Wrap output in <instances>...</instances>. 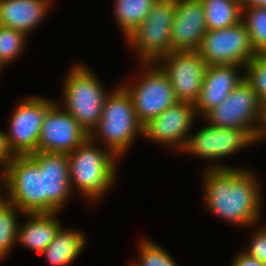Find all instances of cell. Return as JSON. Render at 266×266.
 I'll return each mask as SVG.
<instances>
[{
	"label": "cell",
	"mask_w": 266,
	"mask_h": 266,
	"mask_svg": "<svg viewBox=\"0 0 266 266\" xmlns=\"http://www.w3.org/2000/svg\"><path fill=\"white\" fill-rule=\"evenodd\" d=\"M202 174L206 210L235 226L260 222L263 196L254 172L213 163Z\"/></svg>",
	"instance_id": "obj_1"
},
{
	"label": "cell",
	"mask_w": 266,
	"mask_h": 266,
	"mask_svg": "<svg viewBox=\"0 0 266 266\" xmlns=\"http://www.w3.org/2000/svg\"><path fill=\"white\" fill-rule=\"evenodd\" d=\"M67 157L72 191L77 189L84 199L94 203L112 189L119 164L118 158L108 148L98 147L88 136Z\"/></svg>",
	"instance_id": "obj_2"
},
{
	"label": "cell",
	"mask_w": 266,
	"mask_h": 266,
	"mask_svg": "<svg viewBox=\"0 0 266 266\" xmlns=\"http://www.w3.org/2000/svg\"><path fill=\"white\" fill-rule=\"evenodd\" d=\"M138 135L143 136V125L136 117L131 96L119 84L107 95L101 118L89 137L95 142L102 140L119 158L130 149Z\"/></svg>",
	"instance_id": "obj_3"
},
{
	"label": "cell",
	"mask_w": 266,
	"mask_h": 266,
	"mask_svg": "<svg viewBox=\"0 0 266 266\" xmlns=\"http://www.w3.org/2000/svg\"><path fill=\"white\" fill-rule=\"evenodd\" d=\"M64 79V100L59 105L90 135L98 125L109 91L85 64H74Z\"/></svg>",
	"instance_id": "obj_4"
},
{
	"label": "cell",
	"mask_w": 266,
	"mask_h": 266,
	"mask_svg": "<svg viewBox=\"0 0 266 266\" xmlns=\"http://www.w3.org/2000/svg\"><path fill=\"white\" fill-rule=\"evenodd\" d=\"M175 7V0H157L144 21L125 38L136 50L140 63H156L172 52Z\"/></svg>",
	"instance_id": "obj_5"
},
{
	"label": "cell",
	"mask_w": 266,
	"mask_h": 266,
	"mask_svg": "<svg viewBox=\"0 0 266 266\" xmlns=\"http://www.w3.org/2000/svg\"><path fill=\"white\" fill-rule=\"evenodd\" d=\"M264 117L265 107L243 79L229 96L201 118L220 128L248 129L261 142Z\"/></svg>",
	"instance_id": "obj_6"
},
{
	"label": "cell",
	"mask_w": 266,
	"mask_h": 266,
	"mask_svg": "<svg viewBox=\"0 0 266 266\" xmlns=\"http://www.w3.org/2000/svg\"><path fill=\"white\" fill-rule=\"evenodd\" d=\"M2 188L3 197L23 213H45L43 170L30 155L14 157L3 174Z\"/></svg>",
	"instance_id": "obj_7"
},
{
	"label": "cell",
	"mask_w": 266,
	"mask_h": 266,
	"mask_svg": "<svg viewBox=\"0 0 266 266\" xmlns=\"http://www.w3.org/2000/svg\"><path fill=\"white\" fill-rule=\"evenodd\" d=\"M140 65L143 67L141 80L138 79L135 84L122 83V86L131 96L138 121L145 125L175 105L178 100L170 80L156 63H140Z\"/></svg>",
	"instance_id": "obj_8"
},
{
	"label": "cell",
	"mask_w": 266,
	"mask_h": 266,
	"mask_svg": "<svg viewBox=\"0 0 266 266\" xmlns=\"http://www.w3.org/2000/svg\"><path fill=\"white\" fill-rule=\"evenodd\" d=\"M207 66L235 64L246 66L256 56L243 20L220 30H207L198 49Z\"/></svg>",
	"instance_id": "obj_9"
},
{
	"label": "cell",
	"mask_w": 266,
	"mask_h": 266,
	"mask_svg": "<svg viewBox=\"0 0 266 266\" xmlns=\"http://www.w3.org/2000/svg\"><path fill=\"white\" fill-rule=\"evenodd\" d=\"M38 96H29L16 105L5 132L14 155H31L37 152L41 127L46 111L56 102Z\"/></svg>",
	"instance_id": "obj_10"
},
{
	"label": "cell",
	"mask_w": 266,
	"mask_h": 266,
	"mask_svg": "<svg viewBox=\"0 0 266 266\" xmlns=\"http://www.w3.org/2000/svg\"><path fill=\"white\" fill-rule=\"evenodd\" d=\"M205 125L187 138L182 153L217 161L259 142L248 129L220 128L209 123Z\"/></svg>",
	"instance_id": "obj_11"
},
{
	"label": "cell",
	"mask_w": 266,
	"mask_h": 266,
	"mask_svg": "<svg viewBox=\"0 0 266 266\" xmlns=\"http://www.w3.org/2000/svg\"><path fill=\"white\" fill-rule=\"evenodd\" d=\"M156 64L170 80L178 101L193 104L197 101L207 68L198 51H173Z\"/></svg>",
	"instance_id": "obj_12"
},
{
	"label": "cell",
	"mask_w": 266,
	"mask_h": 266,
	"mask_svg": "<svg viewBox=\"0 0 266 266\" xmlns=\"http://www.w3.org/2000/svg\"><path fill=\"white\" fill-rule=\"evenodd\" d=\"M197 117L193 103L178 101L143 125V136L181 152Z\"/></svg>",
	"instance_id": "obj_13"
},
{
	"label": "cell",
	"mask_w": 266,
	"mask_h": 266,
	"mask_svg": "<svg viewBox=\"0 0 266 266\" xmlns=\"http://www.w3.org/2000/svg\"><path fill=\"white\" fill-rule=\"evenodd\" d=\"M88 136L76 119L55 102L44 115L37 151L68 154Z\"/></svg>",
	"instance_id": "obj_14"
},
{
	"label": "cell",
	"mask_w": 266,
	"mask_h": 266,
	"mask_svg": "<svg viewBox=\"0 0 266 266\" xmlns=\"http://www.w3.org/2000/svg\"><path fill=\"white\" fill-rule=\"evenodd\" d=\"M43 170L45 213L59 212L74 193L69 181L66 153L37 151L30 155Z\"/></svg>",
	"instance_id": "obj_15"
},
{
	"label": "cell",
	"mask_w": 266,
	"mask_h": 266,
	"mask_svg": "<svg viewBox=\"0 0 266 266\" xmlns=\"http://www.w3.org/2000/svg\"><path fill=\"white\" fill-rule=\"evenodd\" d=\"M172 24V52L198 51L205 32V13L200 0H175Z\"/></svg>",
	"instance_id": "obj_16"
},
{
	"label": "cell",
	"mask_w": 266,
	"mask_h": 266,
	"mask_svg": "<svg viewBox=\"0 0 266 266\" xmlns=\"http://www.w3.org/2000/svg\"><path fill=\"white\" fill-rule=\"evenodd\" d=\"M241 65L220 64L207 66L199 97L194 103L196 115L202 117L207 111L219 105L244 79ZM239 69V70H238Z\"/></svg>",
	"instance_id": "obj_17"
},
{
	"label": "cell",
	"mask_w": 266,
	"mask_h": 266,
	"mask_svg": "<svg viewBox=\"0 0 266 266\" xmlns=\"http://www.w3.org/2000/svg\"><path fill=\"white\" fill-rule=\"evenodd\" d=\"M51 0H0V26L26 36L44 21Z\"/></svg>",
	"instance_id": "obj_18"
},
{
	"label": "cell",
	"mask_w": 266,
	"mask_h": 266,
	"mask_svg": "<svg viewBox=\"0 0 266 266\" xmlns=\"http://www.w3.org/2000/svg\"><path fill=\"white\" fill-rule=\"evenodd\" d=\"M57 214L59 213H24L27 219L18 226L16 243L40 254L62 227Z\"/></svg>",
	"instance_id": "obj_19"
},
{
	"label": "cell",
	"mask_w": 266,
	"mask_h": 266,
	"mask_svg": "<svg viewBox=\"0 0 266 266\" xmlns=\"http://www.w3.org/2000/svg\"><path fill=\"white\" fill-rule=\"evenodd\" d=\"M85 234L75 229H59L55 238L40 253L51 266H67L81 254L86 244Z\"/></svg>",
	"instance_id": "obj_20"
},
{
	"label": "cell",
	"mask_w": 266,
	"mask_h": 266,
	"mask_svg": "<svg viewBox=\"0 0 266 266\" xmlns=\"http://www.w3.org/2000/svg\"><path fill=\"white\" fill-rule=\"evenodd\" d=\"M207 30H220L242 20V4L237 0H200Z\"/></svg>",
	"instance_id": "obj_21"
},
{
	"label": "cell",
	"mask_w": 266,
	"mask_h": 266,
	"mask_svg": "<svg viewBox=\"0 0 266 266\" xmlns=\"http://www.w3.org/2000/svg\"><path fill=\"white\" fill-rule=\"evenodd\" d=\"M157 0H114L116 23L123 34L129 36L146 18Z\"/></svg>",
	"instance_id": "obj_22"
},
{
	"label": "cell",
	"mask_w": 266,
	"mask_h": 266,
	"mask_svg": "<svg viewBox=\"0 0 266 266\" xmlns=\"http://www.w3.org/2000/svg\"><path fill=\"white\" fill-rule=\"evenodd\" d=\"M18 215L24 213L5 198L0 200V261L17 245Z\"/></svg>",
	"instance_id": "obj_23"
},
{
	"label": "cell",
	"mask_w": 266,
	"mask_h": 266,
	"mask_svg": "<svg viewBox=\"0 0 266 266\" xmlns=\"http://www.w3.org/2000/svg\"><path fill=\"white\" fill-rule=\"evenodd\" d=\"M242 20L256 54L266 53V8H242Z\"/></svg>",
	"instance_id": "obj_24"
},
{
	"label": "cell",
	"mask_w": 266,
	"mask_h": 266,
	"mask_svg": "<svg viewBox=\"0 0 266 266\" xmlns=\"http://www.w3.org/2000/svg\"><path fill=\"white\" fill-rule=\"evenodd\" d=\"M243 69L244 79L266 107V53H257Z\"/></svg>",
	"instance_id": "obj_25"
},
{
	"label": "cell",
	"mask_w": 266,
	"mask_h": 266,
	"mask_svg": "<svg viewBox=\"0 0 266 266\" xmlns=\"http://www.w3.org/2000/svg\"><path fill=\"white\" fill-rule=\"evenodd\" d=\"M138 259L132 266H178L173 257L158 244L144 238L140 241Z\"/></svg>",
	"instance_id": "obj_26"
},
{
	"label": "cell",
	"mask_w": 266,
	"mask_h": 266,
	"mask_svg": "<svg viewBox=\"0 0 266 266\" xmlns=\"http://www.w3.org/2000/svg\"><path fill=\"white\" fill-rule=\"evenodd\" d=\"M27 36L12 28L0 26V61L4 66L12 63L22 53Z\"/></svg>",
	"instance_id": "obj_27"
},
{
	"label": "cell",
	"mask_w": 266,
	"mask_h": 266,
	"mask_svg": "<svg viewBox=\"0 0 266 266\" xmlns=\"http://www.w3.org/2000/svg\"><path fill=\"white\" fill-rule=\"evenodd\" d=\"M250 245L243 251L266 265V225L255 230Z\"/></svg>",
	"instance_id": "obj_28"
},
{
	"label": "cell",
	"mask_w": 266,
	"mask_h": 266,
	"mask_svg": "<svg viewBox=\"0 0 266 266\" xmlns=\"http://www.w3.org/2000/svg\"><path fill=\"white\" fill-rule=\"evenodd\" d=\"M14 157L15 155L8 145L5 132L0 130V166H3L1 167L2 174L6 172Z\"/></svg>",
	"instance_id": "obj_29"
},
{
	"label": "cell",
	"mask_w": 266,
	"mask_h": 266,
	"mask_svg": "<svg viewBox=\"0 0 266 266\" xmlns=\"http://www.w3.org/2000/svg\"><path fill=\"white\" fill-rule=\"evenodd\" d=\"M231 266H266L257 258L249 256L243 250L235 255Z\"/></svg>",
	"instance_id": "obj_30"
},
{
	"label": "cell",
	"mask_w": 266,
	"mask_h": 266,
	"mask_svg": "<svg viewBox=\"0 0 266 266\" xmlns=\"http://www.w3.org/2000/svg\"><path fill=\"white\" fill-rule=\"evenodd\" d=\"M255 7L266 8V0H246L242 4V8H255Z\"/></svg>",
	"instance_id": "obj_31"
},
{
	"label": "cell",
	"mask_w": 266,
	"mask_h": 266,
	"mask_svg": "<svg viewBox=\"0 0 266 266\" xmlns=\"http://www.w3.org/2000/svg\"><path fill=\"white\" fill-rule=\"evenodd\" d=\"M266 139V107H265V117L263 123V129L261 131V141Z\"/></svg>",
	"instance_id": "obj_32"
},
{
	"label": "cell",
	"mask_w": 266,
	"mask_h": 266,
	"mask_svg": "<svg viewBox=\"0 0 266 266\" xmlns=\"http://www.w3.org/2000/svg\"><path fill=\"white\" fill-rule=\"evenodd\" d=\"M3 174L0 172V185H1V187L3 186ZM0 191H1V188H0ZM0 193H2V192H0ZM3 193L2 194H0V200L3 198Z\"/></svg>",
	"instance_id": "obj_33"
},
{
	"label": "cell",
	"mask_w": 266,
	"mask_h": 266,
	"mask_svg": "<svg viewBox=\"0 0 266 266\" xmlns=\"http://www.w3.org/2000/svg\"><path fill=\"white\" fill-rule=\"evenodd\" d=\"M4 67H5V66H4L3 63L0 61V71L3 70Z\"/></svg>",
	"instance_id": "obj_34"
},
{
	"label": "cell",
	"mask_w": 266,
	"mask_h": 266,
	"mask_svg": "<svg viewBox=\"0 0 266 266\" xmlns=\"http://www.w3.org/2000/svg\"><path fill=\"white\" fill-rule=\"evenodd\" d=\"M237 1L243 4L246 0H237Z\"/></svg>",
	"instance_id": "obj_35"
}]
</instances>
